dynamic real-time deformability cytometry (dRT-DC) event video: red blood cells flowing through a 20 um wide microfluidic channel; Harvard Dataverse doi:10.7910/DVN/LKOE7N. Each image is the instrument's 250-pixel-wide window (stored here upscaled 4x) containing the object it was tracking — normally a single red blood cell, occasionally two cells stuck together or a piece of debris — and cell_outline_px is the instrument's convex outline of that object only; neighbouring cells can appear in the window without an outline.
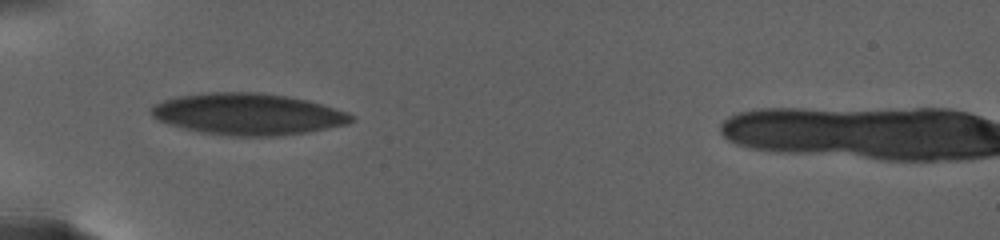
{"species": "human", "species_latin": "Homo sapiens", "temperature_condition": "warm", "stored_images_in_passage": 2, "camera_frame_rate_fps": 3000, "um_per_image_px": 0.085, "donor": {"sex": "female"}, "frame": {"image": 1, "passage_image": 1, "time_ms": 0.0, "image_size_px": [1000, 240], "cell_outline_px": [[352, 120], [344, 124], [308, 132], [280, 136], [228, 136], [200, 132], [184, 128], [156, 120], [152, 116], [152, 108], [156, 104], [164, 100], [180, 96], [208, 92], [256, 92], [288, 96], [320, 104], [344, 112], [352, 116]], "centroid_in_image_um": [21.01, 9.7], "position_along_channel_um": 64.0, "area_um2": 47.8}}